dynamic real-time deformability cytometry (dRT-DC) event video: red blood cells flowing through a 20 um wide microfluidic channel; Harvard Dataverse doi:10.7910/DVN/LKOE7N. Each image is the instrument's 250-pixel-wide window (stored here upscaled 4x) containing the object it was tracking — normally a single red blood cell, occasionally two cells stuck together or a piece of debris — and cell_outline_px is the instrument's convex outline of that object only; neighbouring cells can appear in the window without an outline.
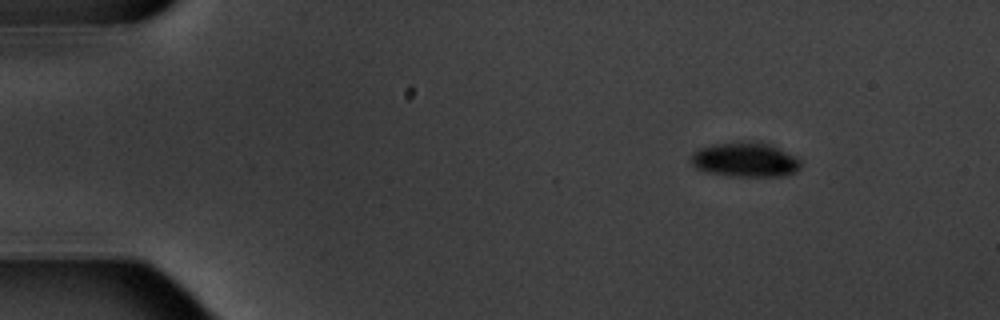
{"species": "common noctule bat (a hibernating species)", "species_latin": "Nyctalus noctula", "temperature_condition": "warm", "stored_images_in_passage": 5, "camera_frame_rate_fps": 3000, "um_per_image_px": 0.085, "animal": {"sex": "male", "body_mass_g": 20.1, "forearm_length_mm": 53.5}, "frame": {"image": 1, "passage_image": 1, "time_ms": 0.0, "image_size_px": [1000, 320], "cell_outline_px": [[800, 168], [796, 172], [788, 176], [732, 176], [708, 172], [696, 168], [692, 164], [692, 152], [700, 148], [712, 144], [768, 144], [796, 156], [800, 160]], "centroid_in_image_um": [63.36, 13.63], "position_along_channel_um": 21.6, "area_um2": 21.39}}
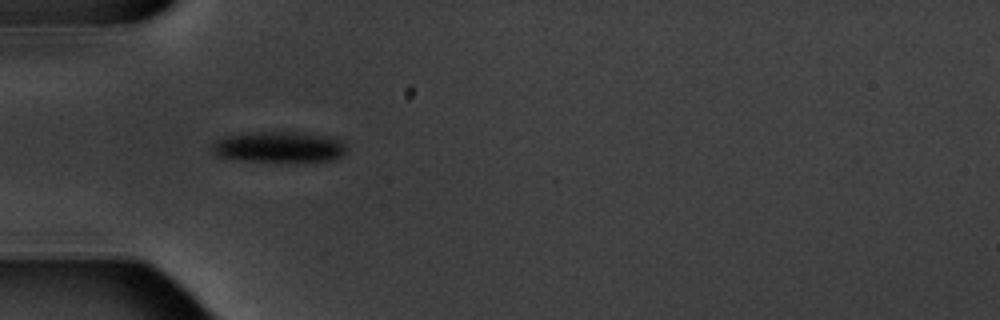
{"frame": {"image": 2, "passage_image": 4, "time_ms": 3.667, "image_size_px": [1000, 320], "cell_outline_px": [[348, 148], [336, 160], [240, 160], [220, 156], [212, 148], [212, 144], [228, 136], [252, 132], [304, 132], [328, 136], [340, 140]], "centroid_in_image_um": [23.79, 12.47], "position_along_channel_um": 61.2, "area_um2": 23.41}}
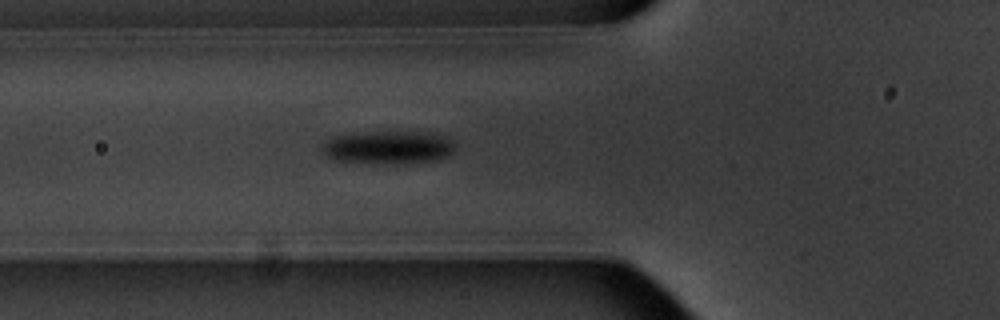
{"frame": {"image": 3, "passage_image": 5, "time_ms": 4.667, "image_size_px": [1000, 320], "cell_outline_px": [[456, 148], [448, 156], [436, 160], [396, 164], [392, 164], [332, 160], [320, 152], [320, 144], [336, 136], [368, 132], [416, 132], [448, 136], [456, 144]], "centroid_in_image_um": [33.0, 12.54], "position_along_channel_um": 92.8, "area_um2": 25.78}}